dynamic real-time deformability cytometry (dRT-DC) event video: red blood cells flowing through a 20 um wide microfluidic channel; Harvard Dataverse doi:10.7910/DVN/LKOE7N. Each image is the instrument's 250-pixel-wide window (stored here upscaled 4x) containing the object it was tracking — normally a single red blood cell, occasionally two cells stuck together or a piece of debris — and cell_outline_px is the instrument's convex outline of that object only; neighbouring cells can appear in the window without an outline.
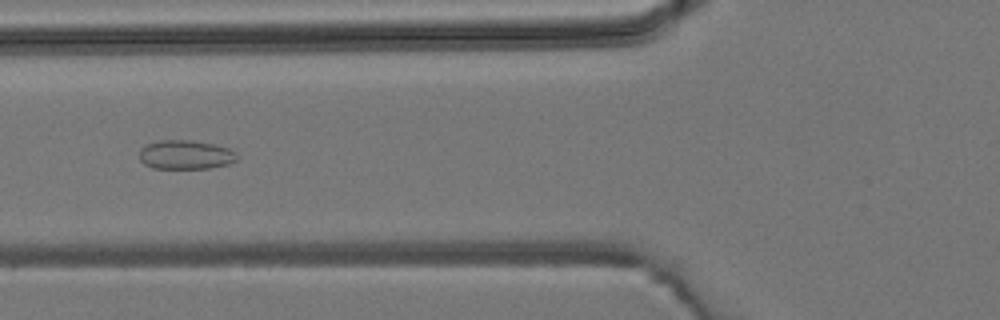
{"species": "common noctule bat (a hibernating species)", "species_latin": "Nyctalus noctula", "temperature_condition": "room temperature", "stored_images_in_passage": 4, "camera_frame_rate_fps": 3000, "um_per_image_px": 0.085, "animal": {"sex": "male", "body_mass_g": 19.2, "forearm_length_mm": 51.8}, "frame": {"image": 1, "passage_image": 4, "time_ms": 3.333, "image_size_px": [1000, 320], "cell_outline_px": [[236, 160], [228, 164], [208, 168], [152, 168], [144, 164], [140, 160], [140, 148], [144, 144], [160, 140], [192, 140], [212, 144], [228, 148], [236, 152]], "centroid_in_image_um": [15.73, 13.14], "position_along_channel_um": 110.1, "area_um2": 16.53}}